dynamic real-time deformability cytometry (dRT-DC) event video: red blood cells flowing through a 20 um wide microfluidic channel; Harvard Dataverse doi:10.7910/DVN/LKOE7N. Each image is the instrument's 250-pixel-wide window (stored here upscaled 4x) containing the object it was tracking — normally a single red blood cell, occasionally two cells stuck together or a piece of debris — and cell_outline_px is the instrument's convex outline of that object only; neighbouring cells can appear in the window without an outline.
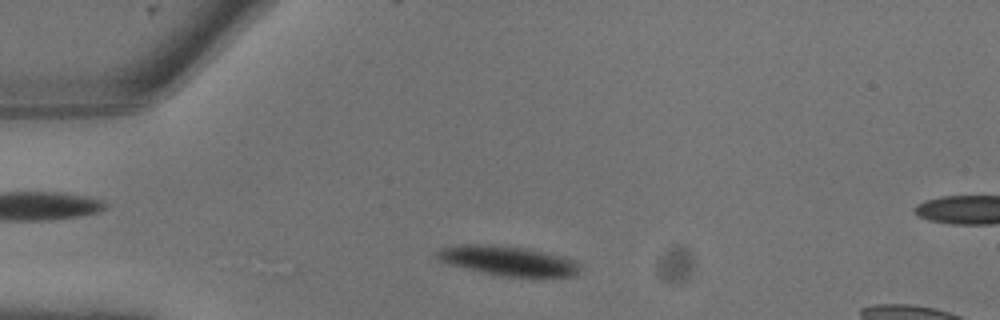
{"species": "common noctule bat (a hibernating species)", "species_latin": "Nyctalus noctula", "temperature_condition": "warm", "stored_images_in_passage": 5, "camera_frame_rate_fps": 3000, "um_per_image_px": 0.085, "animal": {"sex": "male", "body_mass_g": 13.3}, "frame": {"image": 1, "passage_image": 1, "time_ms": 0.0, "image_size_px": [1000, 320], "cell_outline_px": [[584, 268], [580, 272], [572, 276], [504, 276], [484, 272], [448, 264], [436, 260], [432, 252], [440, 248], [452, 244], [492, 244], [524, 248], [564, 256], [576, 260]], "centroid_in_image_um": [43.13, 22.14], "position_along_channel_um": 41.9, "area_um2": 25.03}}
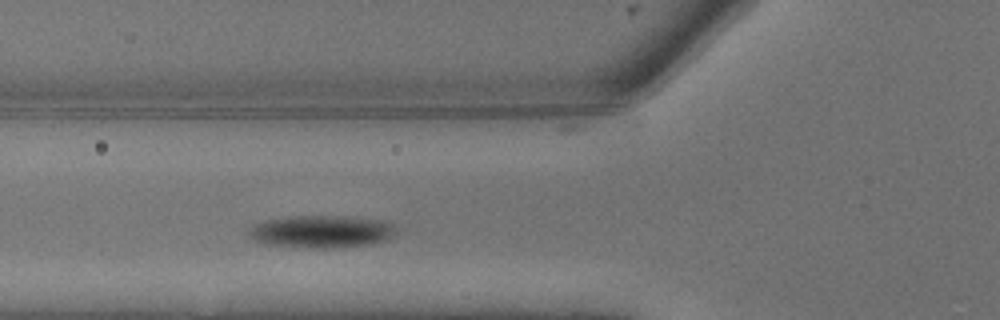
{"frame": {"image": 2, "passage_image": 4, "time_ms": 1.0, "image_size_px": [1000, 320], "cell_outline_px": [[396, 232], [384, 240], [372, 244], [340, 248], [304, 248], [268, 244], [252, 240], [248, 236], [248, 232], [252, 224], [268, 220], [296, 216], [356, 216], [384, 220], [396, 224]], "centroid_in_image_um": [27.36, 19.68], "position_along_channel_um": 98.4, "area_um2": 28.32}}